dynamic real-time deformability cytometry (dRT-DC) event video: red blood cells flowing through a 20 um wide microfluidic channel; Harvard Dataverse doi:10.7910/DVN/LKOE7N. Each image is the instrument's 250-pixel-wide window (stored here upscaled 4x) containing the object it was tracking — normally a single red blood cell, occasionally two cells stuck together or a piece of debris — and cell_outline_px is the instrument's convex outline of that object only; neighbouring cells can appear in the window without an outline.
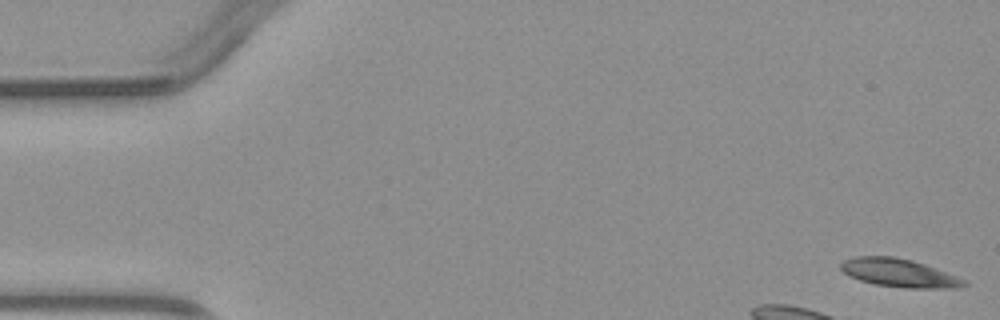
{"species": "common noctule bat (a hibernating species)", "species_latin": "Nyctalus noctula", "temperature_condition": "warm", "stored_images_in_passage": 5, "camera_frame_rate_fps": 3000, "um_per_image_px": 0.085, "animal": {"sex": "male", "body_mass_g": 23.1, "forearm_length_mm": 52.7}, "frame": {"image": 1, "passage_image": 1, "time_ms": 0.0, "image_size_px": [1000, 320], "cell_outline_px": [[968, 284], [960, 288], [908, 288], [876, 284], [860, 280], [848, 276], [840, 268], [840, 264], [844, 260], [856, 256], [892, 256], [912, 260], [924, 264], [968, 280]], "centroid_in_image_um": [76.45, 23.2], "position_along_channel_um": 8.6, "area_um2": 20.29}}